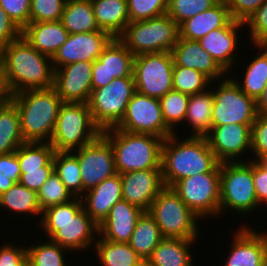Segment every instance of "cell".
I'll use <instances>...</instances> for the list:
<instances>
[{"label": "cell", "mask_w": 267, "mask_h": 266, "mask_svg": "<svg viewBox=\"0 0 267 266\" xmlns=\"http://www.w3.org/2000/svg\"><path fill=\"white\" fill-rule=\"evenodd\" d=\"M91 61H78L54 70V89L63 102L88 103L92 92Z\"/></svg>", "instance_id": "obj_19"}, {"label": "cell", "mask_w": 267, "mask_h": 266, "mask_svg": "<svg viewBox=\"0 0 267 266\" xmlns=\"http://www.w3.org/2000/svg\"><path fill=\"white\" fill-rule=\"evenodd\" d=\"M21 169L16 152L0 154V195L19 183Z\"/></svg>", "instance_id": "obj_47"}, {"label": "cell", "mask_w": 267, "mask_h": 266, "mask_svg": "<svg viewBox=\"0 0 267 266\" xmlns=\"http://www.w3.org/2000/svg\"><path fill=\"white\" fill-rule=\"evenodd\" d=\"M219 0H168L167 14L180 25L191 18L214 6Z\"/></svg>", "instance_id": "obj_43"}, {"label": "cell", "mask_w": 267, "mask_h": 266, "mask_svg": "<svg viewBox=\"0 0 267 266\" xmlns=\"http://www.w3.org/2000/svg\"><path fill=\"white\" fill-rule=\"evenodd\" d=\"M260 208L253 180V160L220 163V218L227 211L249 216Z\"/></svg>", "instance_id": "obj_6"}, {"label": "cell", "mask_w": 267, "mask_h": 266, "mask_svg": "<svg viewBox=\"0 0 267 266\" xmlns=\"http://www.w3.org/2000/svg\"><path fill=\"white\" fill-rule=\"evenodd\" d=\"M61 22L69 34L99 31L92 1L66 0Z\"/></svg>", "instance_id": "obj_34"}, {"label": "cell", "mask_w": 267, "mask_h": 266, "mask_svg": "<svg viewBox=\"0 0 267 266\" xmlns=\"http://www.w3.org/2000/svg\"><path fill=\"white\" fill-rule=\"evenodd\" d=\"M25 143L16 105L7 97L0 102V154H9Z\"/></svg>", "instance_id": "obj_32"}, {"label": "cell", "mask_w": 267, "mask_h": 266, "mask_svg": "<svg viewBox=\"0 0 267 266\" xmlns=\"http://www.w3.org/2000/svg\"><path fill=\"white\" fill-rule=\"evenodd\" d=\"M165 138L161 150V173L165 187L201 173H220V162L210 149L205 136H178Z\"/></svg>", "instance_id": "obj_3"}, {"label": "cell", "mask_w": 267, "mask_h": 266, "mask_svg": "<svg viewBox=\"0 0 267 266\" xmlns=\"http://www.w3.org/2000/svg\"><path fill=\"white\" fill-rule=\"evenodd\" d=\"M101 134L88 103L63 102L50 144L55 151H73L92 143Z\"/></svg>", "instance_id": "obj_8"}, {"label": "cell", "mask_w": 267, "mask_h": 266, "mask_svg": "<svg viewBox=\"0 0 267 266\" xmlns=\"http://www.w3.org/2000/svg\"><path fill=\"white\" fill-rule=\"evenodd\" d=\"M257 112L259 115L267 117V84L264 88L263 94L257 100Z\"/></svg>", "instance_id": "obj_55"}, {"label": "cell", "mask_w": 267, "mask_h": 266, "mask_svg": "<svg viewBox=\"0 0 267 266\" xmlns=\"http://www.w3.org/2000/svg\"><path fill=\"white\" fill-rule=\"evenodd\" d=\"M81 200L86 213L100 225L109 215L111 207L122 200L121 175L117 173L87 190Z\"/></svg>", "instance_id": "obj_25"}, {"label": "cell", "mask_w": 267, "mask_h": 266, "mask_svg": "<svg viewBox=\"0 0 267 266\" xmlns=\"http://www.w3.org/2000/svg\"><path fill=\"white\" fill-rule=\"evenodd\" d=\"M112 39L113 37L104 30L69 34L66 42L51 58L54 70L73 62H93Z\"/></svg>", "instance_id": "obj_18"}, {"label": "cell", "mask_w": 267, "mask_h": 266, "mask_svg": "<svg viewBox=\"0 0 267 266\" xmlns=\"http://www.w3.org/2000/svg\"><path fill=\"white\" fill-rule=\"evenodd\" d=\"M197 242L191 239L163 238L145 266H195L191 248Z\"/></svg>", "instance_id": "obj_28"}, {"label": "cell", "mask_w": 267, "mask_h": 266, "mask_svg": "<svg viewBox=\"0 0 267 266\" xmlns=\"http://www.w3.org/2000/svg\"><path fill=\"white\" fill-rule=\"evenodd\" d=\"M9 211L7 213L23 216H35L39 221L42 216L41 208L38 204L37 193L31 191L20 183H15L7 192L0 195V209ZM18 213V214H17ZM40 218V219H39Z\"/></svg>", "instance_id": "obj_35"}, {"label": "cell", "mask_w": 267, "mask_h": 266, "mask_svg": "<svg viewBox=\"0 0 267 266\" xmlns=\"http://www.w3.org/2000/svg\"><path fill=\"white\" fill-rule=\"evenodd\" d=\"M174 61L171 52L135 56L133 75L136 92L160 99L173 90Z\"/></svg>", "instance_id": "obj_13"}, {"label": "cell", "mask_w": 267, "mask_h": 266, "mask_svg": "<svg viewBox=\"0 0 267 266\" xmlns=\"http://www.w3.org/2000/svg\"><path fill=\"white\" fill-rule=\"evenodd\" d=\"M251 45L267 44V0L244 23ZM249 31V32H248Z\"/></svg>", "instance_id": "obj_46"}, {"label": "cell", "mask_w": 267, "mask_h": 266, "mask_svg": "<svg viewBox=\"0 0 267 266\" xmlns=\"http://www.w3.org/2000/svg\"><path fill=\"white\" fill-rule=\"evenodd\" d=\"M134 58L118 38H113L93 61L92 90L104 87L116 78L134 76Z\"/></svg>", "instance_id": "obj_17"}, {"label": "cell", "mask_w": 267, "mask_h": 266, "mask_svg": "<svg viewBox=\"0 0 267 266\" xmlns=\"http://www.w3.org/2000/svg\"><path fill=\"white\" fill-rule=\"evenodd\" d=\"M22 36L39 52L53 57L67 40L69 32L61 20L29 23L23 30Z\"/></svg>", "instance_id": "obj_27"}, {"label": "cell", "mask_w": 267, "mask_h": 266, "mask_svg": "<svg viewBox=\"0 0 267 266\" xmlns=\"http://www.w3.org/2000/svg\"><path fill=\"white\" fill-rule=\"evenodd\" d=\"M163 238L153 217L144 211L138 218L128 244L146 262Z\"/></svg>", "instance_id": "obj_36"}, {"label": "cell", "mask_w": 267, "mask_h": 266, "mask_svg": "<svg viewBox=\"0 0 267 266\" xmlns=\"http://www.w3.org/2000/svg\"><path fill=\"white\" fill-rule=\"evenodd\" d=\"M66 0H31L30 23L58 21Z\"/></svg>", "instance_id": "obj_45"}, {"label": "cell", "mask_w": 267, "mask_h": 266, "mask_svg": "<svg viewBox=\"0 0 267 266\" xmlns=\"http://www.w3.org/2000/svg\"><path fill=\"white\" fill-rule=\"evenodd\" d=\"M0 82H2V75H1V61H0Z\"/></svg>", "instance_id": "obj_58"}, {"label": "cell", "mask_w": 267, "mask_h": 266, "mask_svg": "<svg viewBox=\"0 0 267 266\" xmlns=\"http://www.w3.org/2000/svg\"><path fill=\"white\" fill-rule=\"evenodd\" d=\"M210 88L214 98L212 126L236 123L252 127L258 115L257 103L230 76L212 82Z\"/></svg>", "instance_id": "obj_10"}, {"label": "cell", "mask_w": 267, "mask_h": 266, "mask_svg": "<svg viewBox=\"0 0 267 266\" xmlns=\"http://www.w3.org/2000/svg\"><path fill=\"white\" fill-rule=\"evenodd\" d=\"M148 213L164 238L200 240L201 219L170 188L165 187L152 202Z\"/></svg>", "instance_id": "obj_9"}, {"label": "cell", "mask_w": 267, "mask_h": 266, "mask_svg": "<svg viewBox=\"0 0 267 266\" xmlns=\"http://www.w3.org/2000/svg\"><path fill=\"white\" fill-rule=\"evenodd\" d=\"M96 23L100 30L118 38L130 23L127 0H93Z\"/></svg>", "instance_id": "obj_30"}, {"label": "cell", "mask_w": 267, "mask_h": 266, "mask_svg": "<svg viewBox=\"0 0 267 266\" xmlns=\"http://www.w3.org/2000/svg\"><path fill=\"white\" fill-rule=\"evenodd\" d=\"M93 251L100 266H145V261L128 243L108 241L98 236Z\"/></svg>", "instance_id": "obj_33"}, {"label": "cell", "mask_w": 267, "mask_h": 266, "mask_svg": "<svg viewBox=\"0 0 267 266\" xmlns=\"http://www.w3.org/2000/svg\"><path fill=\"white\" fill-rule=\"evenodd\" d=\"M73 152L79 161L83 195L87 190L117 174L112 146L102 134L92 143Z\"/></svg>", "instance_id": "obj_16"}, {"label": "cell", "mask_w": 267, "mask_h": 266, "mask_svg": "<svg viewBox=\"0 0 267 266\" xmlns=\"http://www.w3.org/2000/svg\"><path fill=\"white\" fill-rule=\"evenodd\" d=\"M171 189L201 220L220 218V173L185 177Z\"/></svg>", "instance_id": "obj_12"}, {"label": "cell", "mask_w": 267, "mask_h": 266, "mask_svg": "<svg viewBox=\"0 0 267 266\" xmlns=\"http://www.w3.org/2000/svg\"><path fill=\"white\" fill-rule=\"evenodd\" d=\"M261 266H267V256L264 258V260L262 261Z\"/></svg>", "instance_id": "obj_57"}, {"label": "cell", "mask_w": 267, "mask_h": 266, "mask_svg": "<svg viewBox=\"0 0 267 266\" xmlns=\"http://www.w3.org/2000/svg\"><path fill=\"white\" fill-rule=\"evenodd\" d=\"M135 92L134 76L116 78L108 85L92 90L88 106L94 123L102 131L115 127Z\"/></svg>", "instance_id": "obj_11"}, {"label": "cell", "mask_w": 267, "mask_h": 266, "mask_svg": "<svg viewBox=\"0 0 267 266\" xmlns=\"http://www.w3.org/2000/svg\"><path fill=\"white\" fill-rule=\"evenodd\" d=\"M0 61L7 96L54 85L51 57L39 53L22 35L0 48Z\"/></svg>", "instance_id": "obj_1"}, {"label": "cell", "mask_w": 267, "mask_h": 266, "mask_svg": "<svg viewBox=\"0 0 267 266\" xmlns=\"http://www.w3.org/2000/svg\"><path fill=\"white\" fill-rule=\"evenodd\" d=\"M232 20L224 0L179 25V37L198 41L214 29L225 27Z\"/></svg>", "instance_id": "obj_26"}, {"label": "cell", "mask_w": 267, "mask_h": 266, "mask_svg": "<svg viewBox=\"0 0 267 266\" xmlns=\"http://www.w3.org/2000/svg\"><path fill=\"white\" fill-rule=\"evenodd\" d=\"M110 142L118 174L147 169H161L164 139L152 134L130 133L114 127L102 131Z\"/></svg>", "instance_id": "obj_5"}, {"label": "cell", "mask_w": 267, "mask_h": 266, "mask_svg": "<svg viewBox=\"0 0 267 266\" xmlns=\"http://www.w3.org/2000/svg\"><path fill=\"white\" fill-rule=\"evenodd\" d=\"M252 47L254 51L258 50V53L245 65V72L242 70L243 77L238 79L235 75L229 76L244 93L257 102L267 84V45L258 44Z\"/></svg>", "instance_id": "obj_29"}, {"label": "cell", "mask_w": 267, "mask_h": 266, "mask_svg": "<svg viewBox=\"0 0 267 266\" xmlns=\"http://www.w3.org/2000/svg\"><path fill=\"white\" fill-rule=\"evenodd\" d=\"M114 128L130 133L152 134L163 139L174 133L165 124L159 99L138 92L133 94L123 118Z\"/></svg>", "instance_id": "obj_14"}, {"label": "cell", "mask_w": 267, "mask_h": 266, "mask_svg": "<svg viewBox=\"0 0 267 266\" xmlns=\"http://www.w3.org/2000/svg\"><path fill=\"white\" fill-rule=\"evenodd\" d=\"M248 223L244 225L242 221L243 226L232 232L230 252L223 266H261L267 256V234Z\"/></svg>", "instance_id": "obj_20"}, {"label": "cell", "mask_w": 267, "mask_h": 266, "mask_svg": "<svg viewBox=\"0 0 267 266\" xmlns=\"http://www.w3.org/2000/svg\"><path fill=\"white\" fill-rule=\"evenodd\" d=\"M172 82L174 91L188 95L206 91L212 83L203 73L181 66H174Z\"/></svg>", "instance_id": "obj_41"}, {"label": "cell", "mask_w": 267, "mask_h": 266, "mask_svg": "<svg viewBox=\"0 0 267 266\" xmlns=\"http://www.w3.org/2000/svg\"><path fill=\"white\" fill-rule=\"evenodd\" d=\"M251 153V160L267 161V117L259 114L251 127Z\"/></svg>", "instance_id": "obj_48"}, {"label": "cell", "mask_w": 267, "mask_h": 266, "mask_svg": "<svg viewBox=\"0 0 267 266\" xmlns=\"http://www.w3.org/2000/svg\"><path fill=\"white\" fill-rule=\"evenodd\" d=\"M143 212L126 200L116 202L107 218L99 225V236L108 241L128 243Z\"/></svg>", "instance_id": "obj_24"}, {"label": "cell", "mask_w": 267, "mask_h": 266, "mask_svg": "<svg viewBox=\"0 0 267 266\" xmlns=\"http://www.w3.org/2000/svg\"><path fill=\"white\" fill-rule=\"evenodd\" d=\"M7 94L4 90L3 82H0V102L7 98Z\"/></svg>", "instance_id": "obj_56"}, {"label": "cell", "mask_w": 267, "mask_h": 266, "mask_svg": "<svg viewBox=\"0 0 267 266\" xmlns=\"http://www.w3.org/2000/svg\"><path fill=\"white\" fill-rule=\"evenodd\" d=\"M171 54L174 66L195 69L206 75L212 82L224 79L228 75L213 57L201 47L199 41L179 37Z\"/></svg>", "instance_id": "obj_23"}, {"label": "cell", "mask_w": 267, "mask_h": 266, "mask_svg": "<svg viewBox=\"0 0 267 266\" xmlns=\"http://www.w3.org/2000/svg\"><path fill=\"white\" fill-rule=\"evenodd\" d=\"M26 250L28 266H71L66 257V254L68 256V252H71L51 239L29 244Z\"/></svg>", "instance_id": "obj_38"}, {"label": "cell", "mask_w": 267, "mask_h": 266, "mask_svg": "<svg viewBox=\"0 0 267 266\" xmlns=\"http://www.w3.org/2000/svg\"><path fill=\"white\" fill-rule=\"evenodd\" d=\"M214 98L211 88L201 93L190 95L185 121L190 136H205L212 128V110ZM185 125V126H184ZM192 132V133H191Z\"/></svg>", "instance_id": "obj_31"}, {"label": "cell", "mask_w": 267, "mask_h": 266, "mask_svg": "<svg viewBox=\"0 0 267 266\" xmlns=\"http://www.w3.org/2000/svg\"><path fill=\"white\" fill-rule=\"evenodd\" d=\"M244 26V23L232 19L225 27L214 29L198 40L201 47L213 57L228 75L231 72L230 75H233V66L241 63H236L239 57L236 51L240 50L238 35H241Z\"/></svg>", "instance_id": "obj_21"}, {"label": "cell", "mask_w": 267, "mask_h": 266, "mask_svg": "<svg viewBox=\"0 0 267 266\" xmlns=\"http://www.w3.org/2000/svg\"><path fill=\"white\" fill-rule=\"evenodd\" d=\"M122 199L148 211L157 195L165 188L161 169L122 173Z\"/></svg>", "instance_id": "obj_22"}, {"label": "cell", "mask_w": 267, "mask_h": 266, "mask_svg": "<svg viewBox=\"0 0 267 266\" xmlns=\"http://www.w3.org/2000/svg\"><path fill=\"white\" fill-rule=\"evenodd\" d=\"M8 98L16 105L25 142H50L63 101L54 87L15 93Z\"/></svg>", "instance_id": "obj_4"}, {"label": "cell", "mask_w": 267, "mask_h": 266, "mask_svg": "<svg viewBox=\"0 0 267 266\" xmlns=\"http://www.w3.org/2000/svg\"><path fill=\"white\" fill-rule=\"evenodd\" d=\"M233 20L245 23L265 0H224Z\"/></svg>", "instance_id": "obj_52"}, {"label": "cell", "mask_w": 267, "mask_h": 266, "mask_svg": "<svg viewBox=\"0 0 267 266\" xmlns=\"http://www.w3.org/2000/svg\"><path fill=\"white\" fill-rule=\"evenodd\" d=\"M55 153L50 142H25L16 150L21 174L25 170L40 169L46 166Z\"/></svg>", "instance_id": "obj_39"}, {"label": "cell", "mask_w": 267, "mask_h": 266, "mask_svg": "<svg viewBox=\"0 0 267 266\" xmlns=\"http://www.w3.org/2000/svg\"><path fill=\"white\" fill-rule=\"evenodd\" d=\"M22 35V30L10 19L5 10L0 6V48L17 40Z\"/></svg>", "instance_id": "obj_54"}, {"label": "cell", "mask_w": 267, "mask_h": 266, "mask_svg": "<svg viewBox=\"0 0 267 266\" xmlns=\"http://www.w3.org/2000/svg\"><path fill=\"white\" fill-rule=\"evenodd\" d=\"M130 22L143 21L167 13L168 0H127Z\"/></svg>", "instance_id": "obj_44"}, {"label": "cell", "mask_w": 267, "mask_h": 266, "mask_svg": "<svg viewBox=\"0 0 267 266\" xmlns=\"http://www.w3.org/2000/svg\"><path fill=\"white\" fill-rule=\"evenodd\" d=\"M37 228L46 238L75 254L93 249L99 235V225L86 213L78 197L43 210Z\"/></svg>", "instance_id": "obj_2"}, {"label": "cell", "mask_w": 267, "mask_h": 266, "mask_svg": "<svg viewBox=\"0 0 267 266\" xmlns=\"http://www.w3.org/2000/svg\"><path fill=\"white\" fill-rule=\"evenodd\" d=\"M56 173L73 197L83 196L81 170L77 155L73 151H55L53 156Z\"/></svg>", "instance_id": "obj_37"}, {"label": "cell", "mask_w": 267, "mask_h": 266, "mask_svg": "<svg viewBox=\"0 0 267 266\" xmlns=\"http://www.w3.org/2000/svg\"><path fill=\"white\" fill-rule=\"evenodd\" d=\"M0 6L21 30L30 23L31 0H0Z\"/></svg>", "instance_id": "obj_49"}, {"label": "cell", "mask_w": 267, "mask_h": 266, "mask_svg": "<svg viewBox=\"0 0 267 266\" xmlns=\"http://www.w3.org/2000/svg\"><path fill=\"white\" fill-rule=\"evenodd\" d=\"M189 97L188 94L172 90L159 99L165 124L176 134L177 130L180 131L177 128L184 124Z\"/></svg>", "instance_id": "obj_40"}, {"label": "cell", "mask_w": 267, "mask_h": 266, "mask_svg": "<svg viewBox=\"0 0 267 266\" xmlns=\"http://www.w3.org/2000/svg\"><path fill=\"white\" fill-rule=\"evenodd\" d=\"M205 138L220 163L247 162L252 159L250 125L230 123L212 126ZM247 155L248 158L245 157Z\"/></svg>", "instance_id": "obj_15"}, {"label": "cell", "mask_w": 267, "mask_h": 266, "mask_svg": "<svg viewBox=\"0 0 267 266\" xmlns=\"http://www.w3.org/2000/svg\"><path fill=\"white\" fill-rule=\"evenodd\" d=\"M37 198L41 211H43L48 207L69 202L74 197L67 190L59 176L53 172L37 192Z\"/></svg>", "instance_id": "obj_42"}, {"label": "cell", "mask_w": 267, "mask_h": 266, "mask_svg": "<svg viewBox=\"0 0 267 266\" xmlns=\"http://www.w3.org/2000/svg\"><path fill=\"white\" fill-rule=\"evenodd\" d=\"M54 165L53 159L40 169L25 170V174H21L19 183L30 189L38 192L41 186L53 174Z\"/></svg>", "instance_id": "obj_51"}, {"label": "cell", "mask_w": 267, "mask_h": 266, "mask_svg": "<svg viewBox=\"0 0 267 266\" xmlns=\"http://www.w3.org/2000/svg\"><path fill=\"white\" fill-rule=\"evenodd\" d=\"M253 180L259 205L267 207V161L253 160Z\"/></svg>", "instance_id": "obj_53"}, {"label": "cell", "mask_w": 267, "mask_h": 266, "mask_svg": "<svg viewBox=\"0 0 267 266\" xmlns=\"http://www.w3.org/2000/svg\"><path fill=\"white\" fill-rule=\"evenodd\" d=\"M27 245V242L26 245H19L9 241L1 244L0 266H27Z\"/></svg>", "instance_id": "obj_50"}, {"label": "cell", "mask_w": 267, "mask_h": 266, "mask_svg": "<svg viewBox=\"0 0 267 266\" xmlns=\"http://www.w3.org/2000/svg\"><path fill=\"white\" fill-rule=\"evenodd\" d=\"M179 38V25L166 13L143 21L130 22L118 39L134 56L171 52Z\"/></svg>", "instance_id": "obj_7"}]
</instances>
